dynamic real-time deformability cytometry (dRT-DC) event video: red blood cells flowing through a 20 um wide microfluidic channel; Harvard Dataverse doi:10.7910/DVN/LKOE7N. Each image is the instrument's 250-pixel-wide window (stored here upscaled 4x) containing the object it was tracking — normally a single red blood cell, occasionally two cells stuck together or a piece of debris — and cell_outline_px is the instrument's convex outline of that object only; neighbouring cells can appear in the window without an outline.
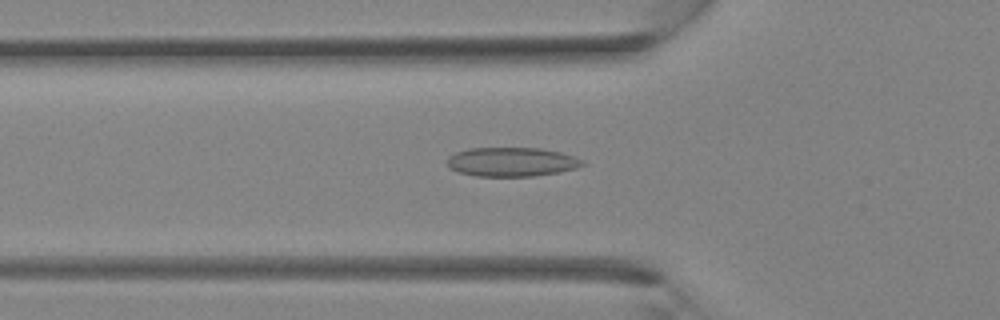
{"species": "Egyptian fruit bat (a non-hibernating species)", "species_latin": "Rousettus aegyptiacus", "temperature_condition": "room temperature", "stored_images_in_passage": 33, "camera_frame_rate_fps": 3000, "um_per_image_px": 0.085, "animal": {"sex": "female"}, "frame": {"image": 1, "passage_image": 9, "time_ms": 2.667, "image_size_px": [1000, 320], "cell_outline_px": [[584, 164], [576, 168], [560, 172], [532, 176], [476, 176], [456, 172], [448, 168], [448, 156], [456, 152], [468, 148], [540, 148], [560, 152], [584, 160]], "centroid_in_image_um": [43.46, 13.76], "position_along_channel_um": 82.3, "area_um2": 23.0}}
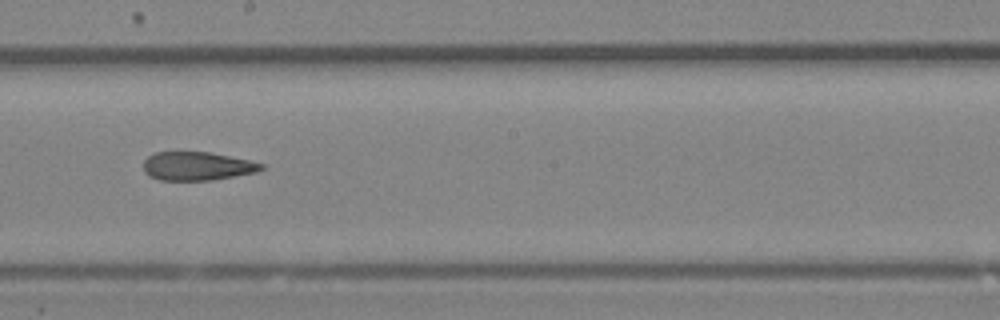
{"frame": {"image": 2, "passage_image": 17, "time_ms": 5.333, "image_size_px": [1000, 320], "cell_outline_px": [[264, 168], [256, 172], [212, 180], [160, 180], [148, 176], [144, 172], [144, 160], [148, 156], [156, 152], [212, 152], [248, 160], [264, 164]], "centroid_in_image_um": [16.74, 14.12], "position_along_channel_um": 231.5, "area_um2": 19.59}}
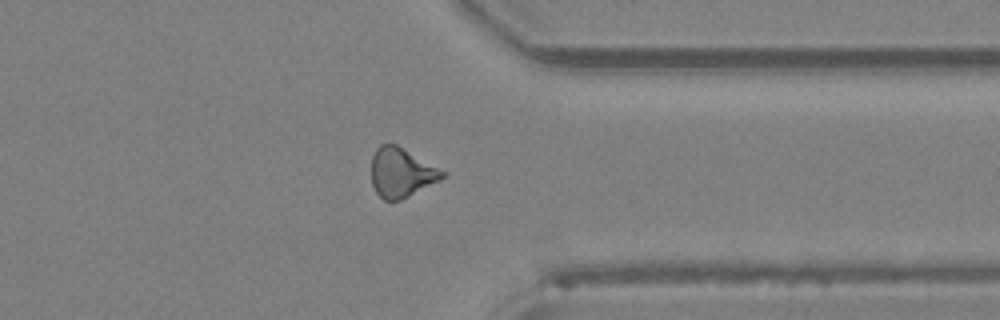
{"frame": {"image": 3, "passage_image": 25, "time_ms": 8.0, "image_size_px": [1000, 320], "cell_outline_px": [[448, 172], [440, 180], [400, 200], [384, 200], [376, 192], [372, 184], [372, 156], [376, 148], [380, 144], [396, 144]], "centroid_in_image_um": [34.12, 14.65], "position_along_channel_um": 377.3, "area_um2": 20.35}}